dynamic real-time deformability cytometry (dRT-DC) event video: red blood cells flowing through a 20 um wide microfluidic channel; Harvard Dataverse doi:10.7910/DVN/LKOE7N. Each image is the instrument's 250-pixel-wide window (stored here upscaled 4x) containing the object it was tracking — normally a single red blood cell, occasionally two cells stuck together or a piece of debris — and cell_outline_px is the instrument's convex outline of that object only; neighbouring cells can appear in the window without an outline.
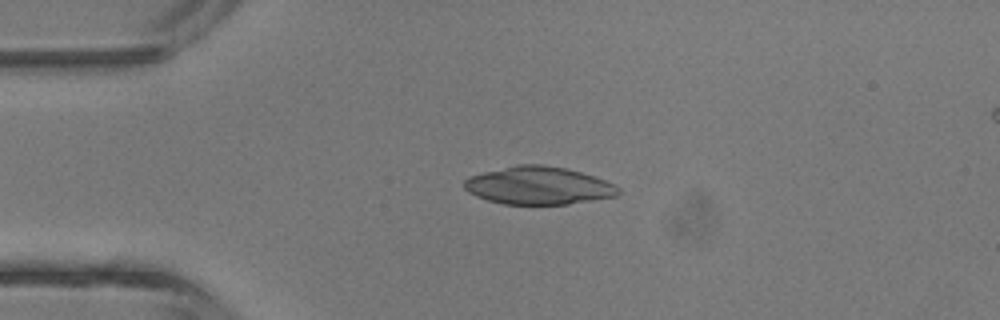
{"species": "common noctule bat (a hibernating species)", "species_latin": "Nyctalus noctula", "temperature_condition": "room temperature", "stored_images_in_passage": 4, "camera_frame_rate_fps": 3000, "um_per_image_px": 0.085, "animal": {"sex": "male", "body_mass_g": 13.3}, "frame": {"image": 1, "passage_image": 3, "time_ms": 2.0, "image_size_px": [1000, 320], "cell_outline_px": [[620, 192], [616, 196], [568, 204], [504, 204], [488, 200], [476, 196], [468, 192], [464, 188], [464, 180], [468, 176], [516, 164], [540, 164], [564, 168], [580, 172], [616, 184], [620, 188]], "centroid_in_image_um": [45.76, 15.77], "position_along_channel_um": 39.2, "area_um2": 33.87}}